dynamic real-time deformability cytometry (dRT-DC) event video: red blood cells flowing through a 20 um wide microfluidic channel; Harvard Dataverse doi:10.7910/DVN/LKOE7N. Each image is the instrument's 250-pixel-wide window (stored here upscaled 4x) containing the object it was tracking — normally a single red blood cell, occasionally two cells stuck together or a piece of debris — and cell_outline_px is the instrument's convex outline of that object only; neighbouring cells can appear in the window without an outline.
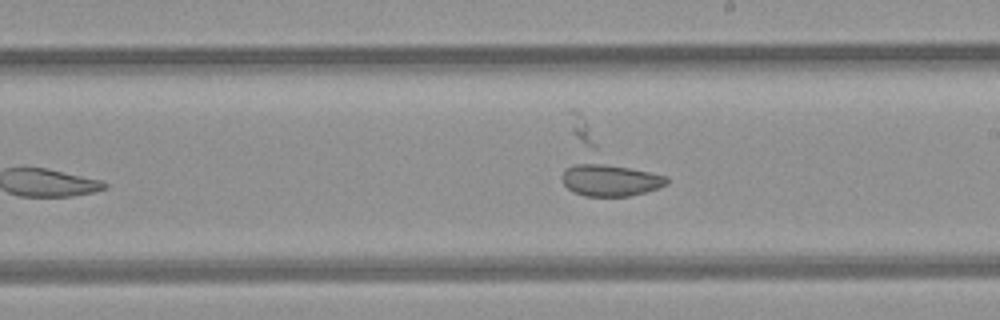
{"species": "common noctule bat (a hibernating species)", "species_latin": "Nyctalus noctula", "temperature_condition": "room temperature", "stored_images_in_passage": 32, "segment_of_instrument_passage": [2, 3], "camera_frame_rate_fps": 3000, "um_per_image_px": 0.085, "animal": {"sex": "female", "body_mass_g": 21.9}, "frame": {"image": 1, "passage_image": 18, "time_ms": 5.667, "image_size_px": [1000, 320], "cell_outline_px": [[668, 184], [644, 192], [628, 196], [584, 196], [572, 192], [564, 184], [560, 176], [572, 112], [580, 112], [668, 176]], "centroid_in_image_um": [51.38, 13.89], "position_along_channel_um": 237.6, "area_um2": 39.71}}